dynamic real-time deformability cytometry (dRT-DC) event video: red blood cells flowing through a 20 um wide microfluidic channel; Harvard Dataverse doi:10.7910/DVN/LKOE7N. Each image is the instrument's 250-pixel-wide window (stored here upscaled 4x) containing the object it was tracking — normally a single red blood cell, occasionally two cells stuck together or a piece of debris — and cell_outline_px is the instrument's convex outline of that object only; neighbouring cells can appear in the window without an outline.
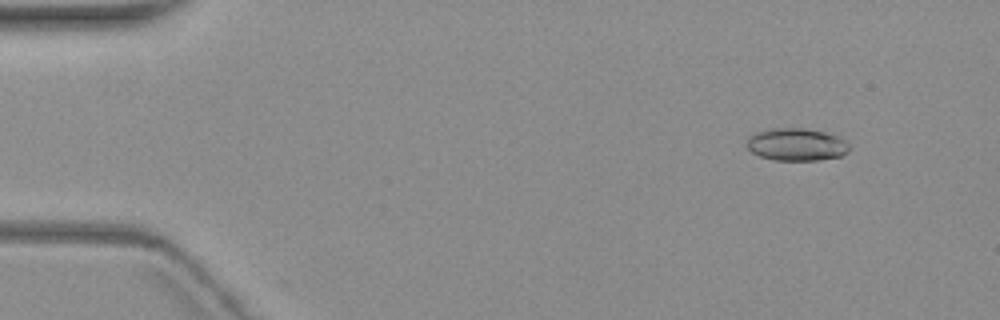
{"species": "common noctule bat (a hibernating species)", "species_latin": "Nyctalus noctula", "temperature_condition": "warm", "stored_images_in_passage": 2, "camera_frame_rate_fps": 3000, "um_per_image_px": 0.085, "animal": {"sex": "female", "body_mass_g": 19.3, "forearm_length_mm": 54.1}, "frame": {"image": 1, "passage_image": 1, "time_ms": 0.0, "image_size_px": [1000, 320], "cell_outline_px": [[848, 148], [840, 156], [816, 160], [776, 160], [760, 156], [752, 152], [744, 144], [748, 136], [756, 132], [772, 128], [804, 128], [824, 132], [836, 136], [844, 140], [848, 144]], "centroid_in_image_um": [67.62, 12.27], "position_along_channel_um": 17.4, "area_um2": 19.25}}